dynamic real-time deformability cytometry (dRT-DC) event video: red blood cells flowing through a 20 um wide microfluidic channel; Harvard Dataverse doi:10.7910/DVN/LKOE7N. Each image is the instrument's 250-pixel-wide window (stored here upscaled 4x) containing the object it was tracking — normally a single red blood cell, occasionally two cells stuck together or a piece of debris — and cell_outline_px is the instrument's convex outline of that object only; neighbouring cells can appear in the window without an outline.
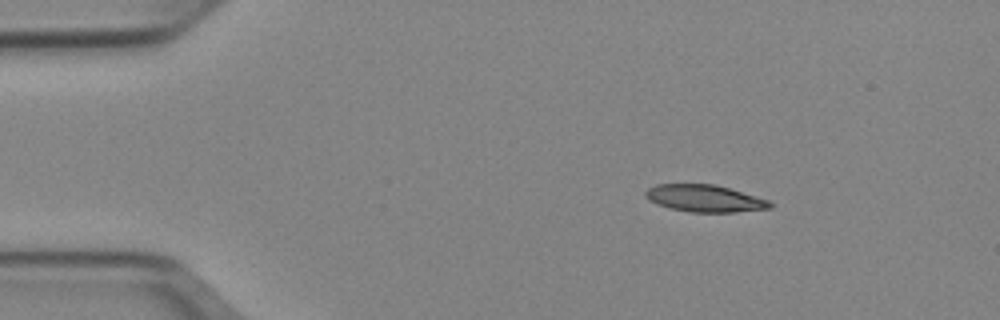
{"species": "Egyptian fruit bat (a non-hibernating species)", "species_latin": "Rousettus aegyptiacus", "temperature_condition": "cold", "stored_images_in_passage": 44, "camera_frame_rate_fps": 3000, "um_per_image_px": 0.085, "animal": {"sex": "female"}, "frame": {"image": 1, "passage_image": 1, "time_ms": 0.0, "image_size_px": [1000, 320], "cell_outline_px": [[772, 208], [736, 212], [692, 212], [668, 208], [656, 204], [648, 200], [644, 196], [644, 192], [648, 188], [656, 184], [716, 184], [768, 200], [772, 204]], "centroid_in_image_um": [59.85, 16.86], "position_along_channel_um": 25.2, "area_um2": 19.71}}
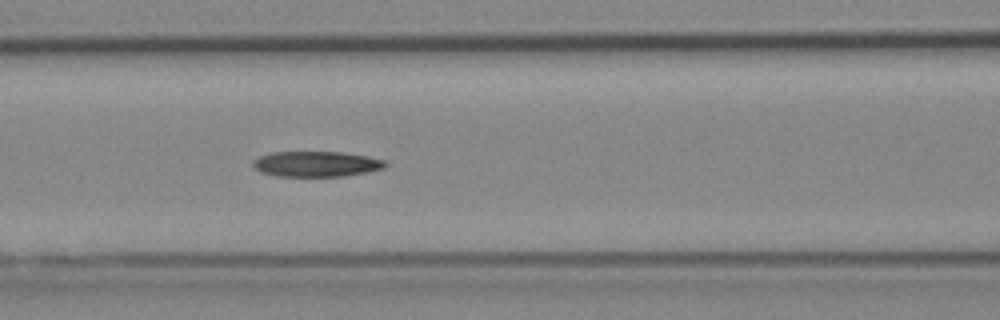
{"frame": {"image": 2, "passage_image": 15, "time_ms": 4.667, "image_size_px": [1000, 320], "cell_outline_px": [[388, 164], [384, 168], [368, 172], [344, 176], [276, 176], [260, 172], [252, 164], [252, 160], [260, 156], [272, 152], [340, 152], [368, 156], [384, 160]], "centroid_in_image_um": [26.89, 13.94], "position_along_channel_um": 139.7, "area_um2": 19.65}}
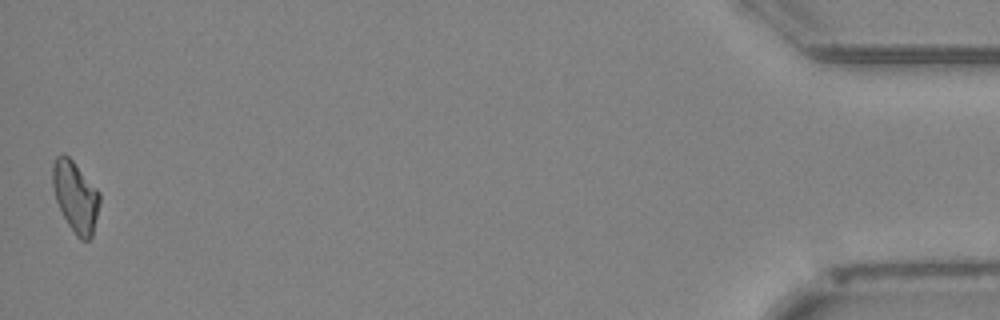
{"frame": {"image": 3, "passage_image": 44, "time_ms": 14.333, "image_size_px": [1000, 320], "cell_outline_px": [[100, 204], [92, 236], [88, 240], [80, 240], [76, 236], [68, 224], [56, 200], [52, 184], [52, 164], [56, 156], [64, 152], [72, 160], [100, 192]], "centroid_in_image_um": [6.41, 16.7], "position_along_channel_um": 428.8, "area_um2": 19.42}}